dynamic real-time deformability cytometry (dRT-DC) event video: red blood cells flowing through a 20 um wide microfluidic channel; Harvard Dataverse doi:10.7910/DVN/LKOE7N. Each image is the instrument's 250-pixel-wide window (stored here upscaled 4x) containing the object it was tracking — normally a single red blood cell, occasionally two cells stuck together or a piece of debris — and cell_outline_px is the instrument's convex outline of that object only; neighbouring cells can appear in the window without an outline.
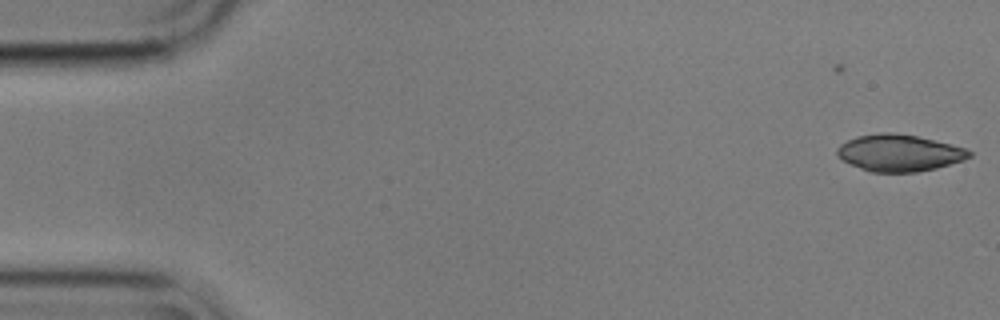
{"species": "common noctule bat (a hibernating species)", "species_latin": "Nyctalus noctula", "temperature_condition": "cold", "stored_images_in_passage": 4, "camera_frame_rate_fps": 3000, "um_per_image_px": 0.085, "animal": {"sex": "male", "body_mass_g": 17.9}, "frame": {"image": 1, "passage_image": 4, "time_ms": 1.0, "image_size_px": [1000, 320], "cell_outline_px": [[972, 156], [964, 160], [936, 168], [916, 172], [872, 172], [860, 168], [836, 156], [836, 148], [840, 144], [856, 136], [880, 132], [888, 132], [916, 136], [964, 148], [972, 152]], "centroid_in_image_um": [76.4, 13.0], "position_along_channel_um": 8.6, "area_um2": 28.09}}